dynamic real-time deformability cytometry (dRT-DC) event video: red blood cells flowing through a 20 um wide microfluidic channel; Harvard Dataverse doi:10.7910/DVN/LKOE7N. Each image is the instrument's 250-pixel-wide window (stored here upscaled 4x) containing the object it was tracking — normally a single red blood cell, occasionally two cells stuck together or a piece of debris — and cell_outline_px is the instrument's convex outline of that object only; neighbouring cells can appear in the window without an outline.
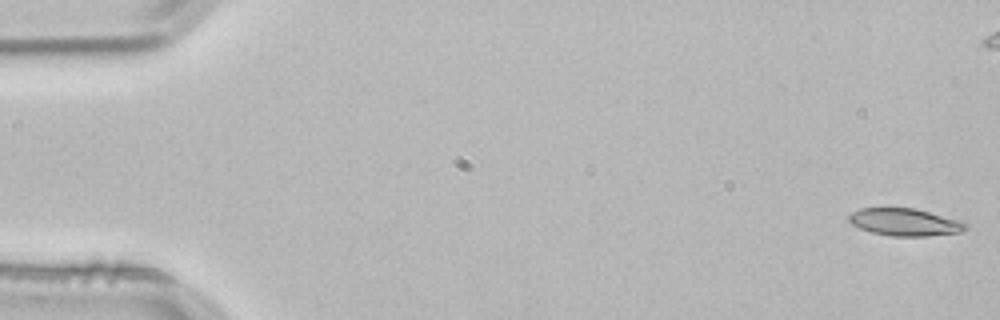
{"species": "common noctule bat (a hibernating species)", "species_latin": "Nyctalus noctula", "temperature_condition": "room temperature", "stored_images_in_passage": 5, "camera_frame_rate_fps": 3000, "um_per_image_px": 0.085, "animal": {"sex": "male", "body_mass_g": 21.5, "forearm_length_mm": 52.0}, "frame": {"image": 1, "passage_image": 1, "time_ms": 0.0, "image_size_px": [1000, 320], "cell_outline_px": [[968, 228], [960, 232], [928, 236], [892, 236], [872, 232], [860, 228], [852, 224], [848, 220], [848, 216], [852, 212], [860, 208], [912, 208], [964, 220], [968, 224]], "centroid_in_image_um": [76.96, 18.88], "position_along_channel_um": 8.0, "area_um2": 18.73}}